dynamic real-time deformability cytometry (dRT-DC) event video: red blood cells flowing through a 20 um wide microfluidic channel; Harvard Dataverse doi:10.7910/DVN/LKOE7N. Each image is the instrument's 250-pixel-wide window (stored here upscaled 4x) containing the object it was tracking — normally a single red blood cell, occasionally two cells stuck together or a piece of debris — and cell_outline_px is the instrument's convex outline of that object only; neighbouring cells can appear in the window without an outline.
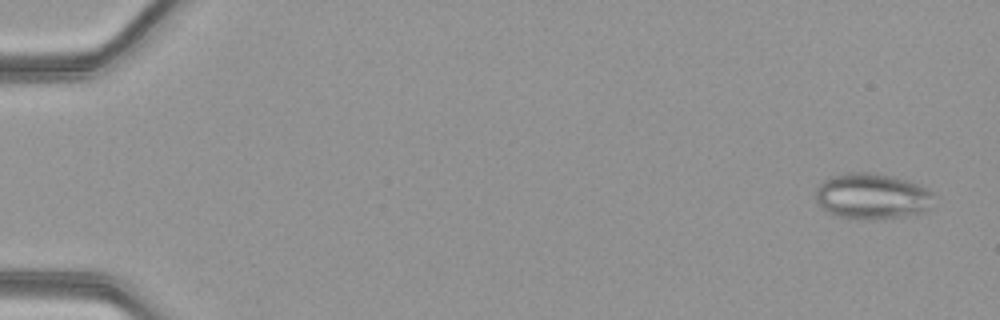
{"species": "common noctule bat (a hibernating species)", "species_latin": "Nyctalus noctula", "temperature_condition": "warm", "stored_images_in_passage": 48, "camera_frame_rate_fps": 3000, "um_per_image_px": 0.085, "animal": {"sex": "female", "body_mass_g": 21.9}, "frame": {"image": 1, "passage_image": 3, "time_ms": 0.667, "image_size_px": [1000, 320], "cell_outline_px": [[932, 208], [924, 212], [900, 216], [836, 216], [828, 212], [816, 200], [816, 188], [824, 180], [832, 176], [848, 172], [872, 172], [896, 176], [908, 180], [932, 192]], "centroid_in_image_um": [74.14, 16.61], "position_along_channel_um": 10.9, "area_um2": 30.63}}
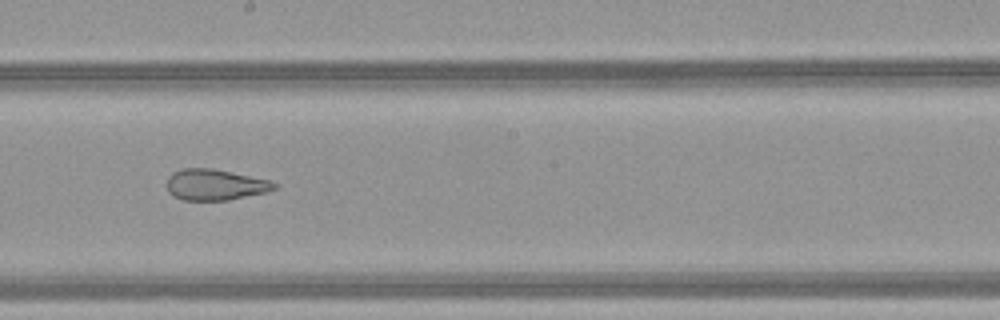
{"frame": {"image": 2, "passage_image": 30, "time_ms": 9.667, "image_size_px": [1000, 320], "cell_outline_px": [[280, 184], [276, 188], [264, 192], [228, 200], [184, 200], [168, 192], [168, 176], [172, 172], [180, 168], [212, 168], [272, 180]], "centroid_in_image_um": [18.31, 15.68], "position_along_channel_um": 229.9, "area_um2": 19.42}}
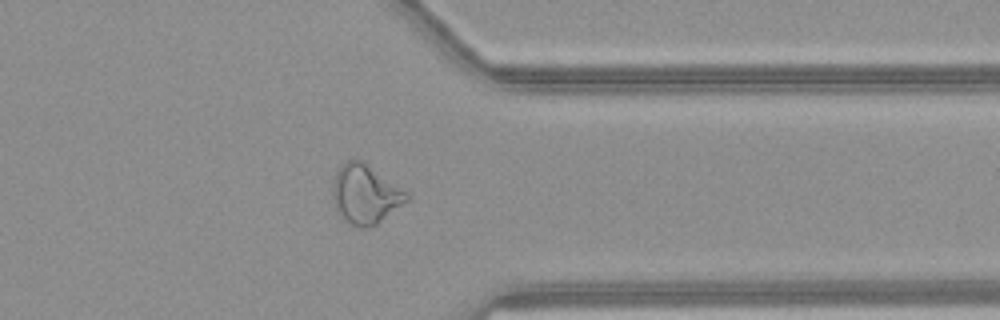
{"frame": {"image": 3, "passage_image": 41, "time_ms": 13.333, "image_size_px": [1000, 320], "cell_outline_px": [[412, 196], [408, 200], [376, 224], [364, 228], [360, 228], [344, 220], [336, 212], [332, 196], [332, 184], [336, 172], [348, 160], [360, 160], [408, 192]], "centroid_in_image_um": [31.03, 16.53], "position_along_channel_um": 380.4, "area_um2": 25.14}}